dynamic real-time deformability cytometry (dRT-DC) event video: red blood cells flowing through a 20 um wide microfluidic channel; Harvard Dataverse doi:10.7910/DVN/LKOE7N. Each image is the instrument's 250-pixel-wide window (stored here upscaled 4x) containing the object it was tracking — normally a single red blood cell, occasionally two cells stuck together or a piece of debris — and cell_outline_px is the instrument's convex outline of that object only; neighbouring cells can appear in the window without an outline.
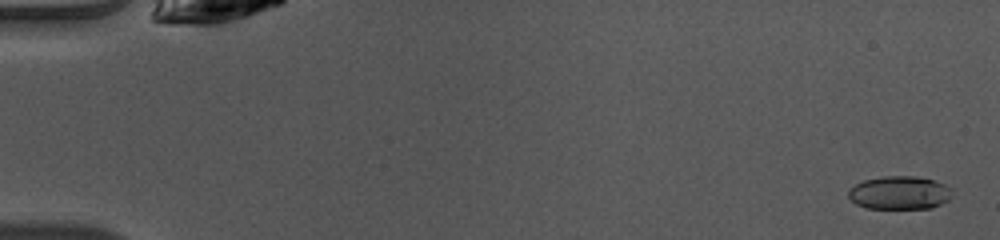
{"species": "common noctule bat (a hibernating species)", "species_latin": "Nyctalus noctula", "temperature_condition": "warm", "stored_images_in_passage": 50, "camera_frame_rate_fps": 3000, "um_per_image_px": 0.085, "animal": {"sex": "female", "body_mass_g": 10.0, "forearm_length_mm": 53.1}, "frame": {"image": 1, "passage_image": 2, "time_ms": 0.333, "image_size_px": [1000, 240], "cell_outline_px": [[952, 196], [948, 200], [932, 208], [864, 208], [856, 204], [848, 196], [848, 188], [864, 180], [884, 176], [916, 176], [932, 180], [944, 184], [948, 188]], "centroid_in_image_um": [76.42, 16.39], "position_along_channel_um": 8.6, "area_um2": 20.0}}
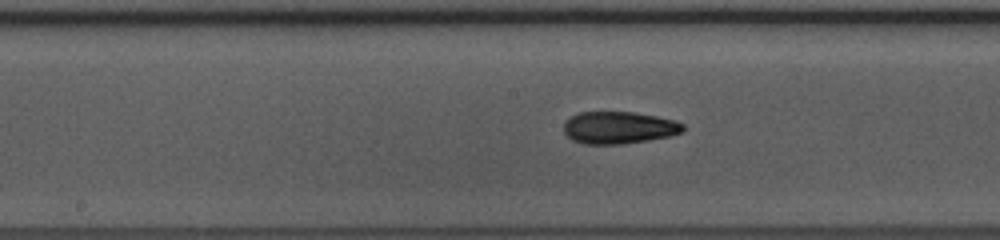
{"frame": {"image": 2, "passage_image": 26, "time_ms": 8.333, "image_size_px": [1000, 240], "cell_outline_px": [[684, 132], [668, 136], [648, 140], [620, 144], [584, 144], [572, 140], [564, 132], [564, 124], [572, 116], [580, 112], [632, 112], [656, 116], [676, 120], [684, 124]], "centroid_in_image_um": [52.63, 10.85], "position_along_channel_um": 195.6, "area_um2": 22.31}}
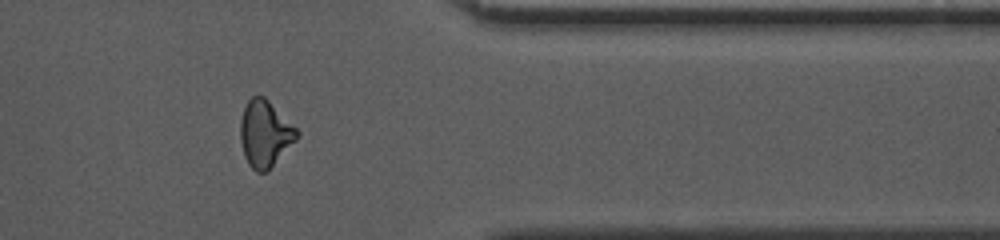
{"frame": {"image": 3, "passage_image": 41, "time_ms": 13.333, "image_size_px": [1000, 240], "cell_outline_px": [[300, 136], [268, 172], [256, 172], [248, 164], [244, 156], [240, 140], [240, 120], [244, 108], [248, 100], [252, 96], [264, 96], [300, 132]], "centroid_in_image_um": [22.52, 11.4], "position_along_channel_um": 388.9, "area_um2": 22.02}, "authors_computed_cell_mechanics": {"area_um2": 21.2704, "velocity_mm_per_s": 4.0891, "shape_relaxation_time_tau1_ms": 7.356, "shape_relaxation_time_tau2_ms": 2.4323, "deformation_change_tau1": 0.1951, "deformation_change_tau2": 0.0988}}